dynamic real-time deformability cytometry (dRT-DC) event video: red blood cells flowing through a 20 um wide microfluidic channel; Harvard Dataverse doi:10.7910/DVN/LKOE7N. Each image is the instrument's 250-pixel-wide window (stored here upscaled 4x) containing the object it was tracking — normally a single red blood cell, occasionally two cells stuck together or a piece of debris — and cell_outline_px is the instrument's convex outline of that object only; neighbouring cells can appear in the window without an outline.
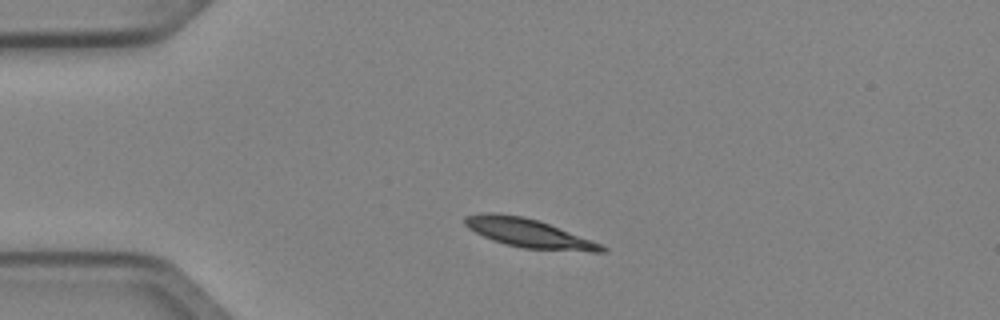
{"species": "Egyptian fruit bat (a non-hibernating species)", "species_latin": "Rousettus aegyptiacus", "temperature_condition": "cold", "stored_images_in_passage": 2, "camera_frame_rate_fps": 3000, "um_per_image_px": 0.085, "animal": {"sex": "female"}, "frame": {"image": 1, "passage_image": 1, "time_ms": 0.0, "image_size_px": [1000, 320], "cell_outline_px": [[608, 252], [592, 252], [524, 248], [504, 244], [492, 240], [468, 228], [464, 224], [464, 216], [484, 212], [496, 212], [524, 216], [540, 220], [592, 240], [608, 248]], "centroid_in_image_um": [44.94, 19.8], "position_along_channel_um": 40.1, "area_um2": 23.18}}